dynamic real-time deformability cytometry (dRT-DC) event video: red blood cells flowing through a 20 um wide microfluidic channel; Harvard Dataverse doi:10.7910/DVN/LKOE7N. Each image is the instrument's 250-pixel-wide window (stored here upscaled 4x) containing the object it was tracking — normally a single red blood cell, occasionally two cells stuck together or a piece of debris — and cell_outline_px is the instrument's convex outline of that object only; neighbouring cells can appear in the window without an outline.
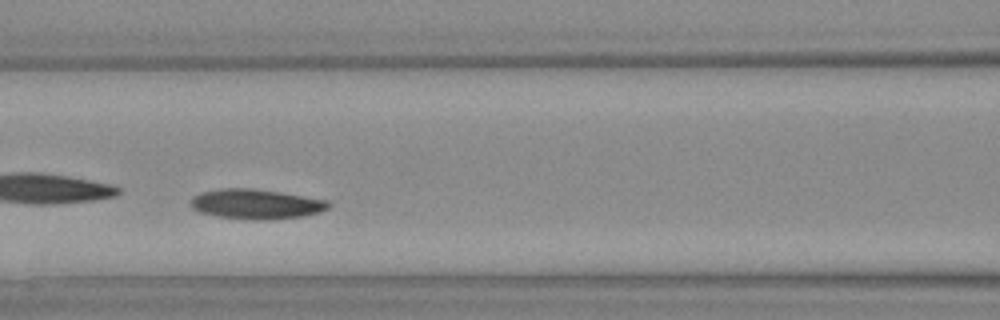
{"species": "Egyptian fruit bat (a non-hibernating species)", "species_latin": "Rousettus aegyptiacus", "temperature_condition": "warm", "stored_images_in_passage": 29, "camera_frame_rate_fps": 3000, "um_per_image_px": 0.085, "animal": {"sex": "female"}, "frame": {"image": 1, "passage_image": 9, "time_ms": 2.667, "image_size_px": [1000, 320], "cell_outline_px": [[332, 204], [328, 208], [320, 212], [304, 216], [268, 220], [244, 220], [216, 216], [200, 212], [192, 208], [192, 196], [200, 192], [220, 188], [252, 188], [280, 192], [328, 200]], "centroid_in_image_um": [21.77, 17.35], "position_along_channel_um": 144.8, "area_um2": 24.28}}